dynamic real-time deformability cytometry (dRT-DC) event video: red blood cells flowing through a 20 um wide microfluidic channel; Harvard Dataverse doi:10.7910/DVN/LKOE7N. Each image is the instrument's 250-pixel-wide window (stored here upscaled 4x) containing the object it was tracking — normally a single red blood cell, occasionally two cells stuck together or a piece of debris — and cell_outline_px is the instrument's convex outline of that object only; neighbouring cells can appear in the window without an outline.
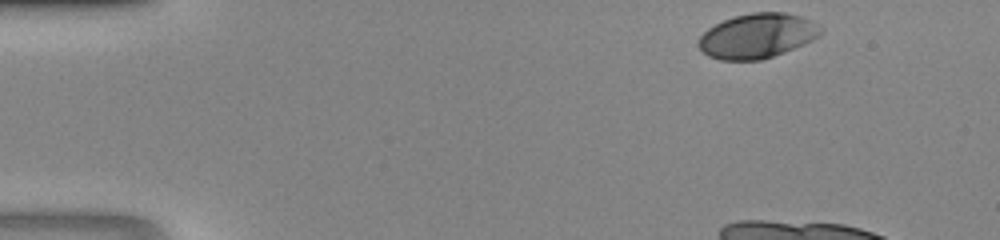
{"species": "human", "species_latin": "Homo sapiens", "temperature_condition": "room temperature", "stored_images_in_passage": 8, "camera_frame_rate_fps": 3000, "um_per_image_px": 0.085, "donor": {"sex": "male"}, "frame": {"image": 1, "passage_image": 1, "time_ms": 0.0, "image_size_px": [1000, 240], "cell_outline_px": [[824, 28], [820, 36], [804, 44], [784, 52], [760, 60], [720, 60], [708, 56], [696, 44], [696, 40], [708, 28], [724, 20], [736, 16], [752, 12], [784, 12], [800, 16], [812, 20]], "centroid_in_image_um": [64.38, 3.04], "position_along_channel_um": 20.6, "area_um2": 31.96}}